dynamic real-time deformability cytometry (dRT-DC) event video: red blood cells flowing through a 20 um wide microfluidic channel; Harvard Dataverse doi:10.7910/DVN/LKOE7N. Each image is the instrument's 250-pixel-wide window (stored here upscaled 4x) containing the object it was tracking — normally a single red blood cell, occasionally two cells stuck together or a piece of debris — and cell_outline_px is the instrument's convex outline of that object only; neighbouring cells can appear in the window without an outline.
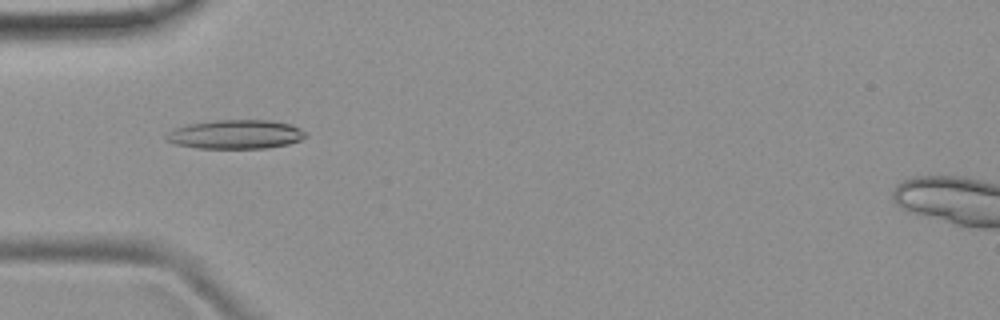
{"species": "common noctule bat (a hibernating species)", "species_latin": "Nyctalus noctula", "temperature_condition": "room temperature", "stored_images_in_passage": 51, "camera_frame_rate_fps": 3000, "um_per_image_px": 0.085, "animal": {"sex": "female", "body_mass_g": 19.9}, "frame": {"image": 1, "passage_image": 16, "time_ms": 5.0, "image_size_px": [1000, 320], "cell_outline_px": [[308, 136], [300, 140], [288, 144], [264, 148], [196, 148], [172, 144], [164, 136], [168, 132], [176, 128], [188, 124], [212, 120], [268, 120], [292, 124], [308, 132]], "centroid_in_image_um": [20.05, 11.42], "position_along_channel_um": 65.0, "area_um2": 23.76}}
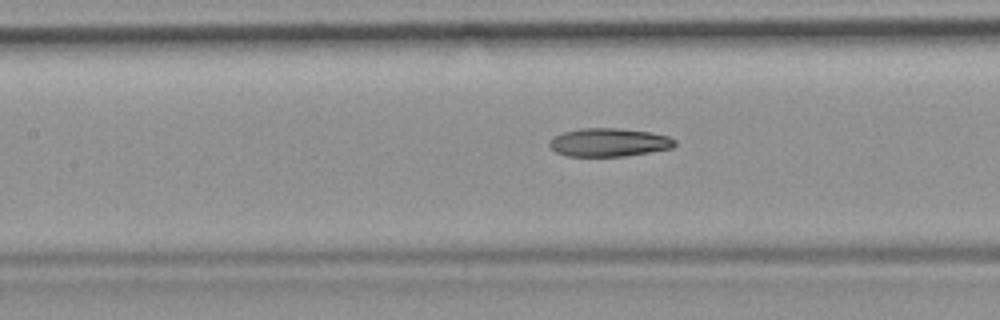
{"frame": {"image": 2, "passage_image": 23, "time_ms": 7.333, "image_size_px": [1000, 320], "cell_outline_px": [[676, 144], [672, 148], [624, 156], [568, 156], [556, 152], [548, 144], [548, 140], [564, 132], [580, 128], [620, 128], [652, 132], [668, 136], [676, 140]], "centroid_in_image_um": [51.77, 12.09], "position_along_channel_um": 155.6, "area_um2": 20.69}}
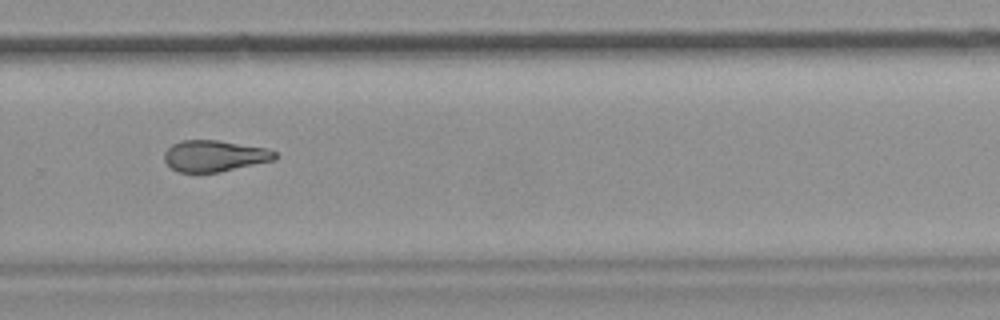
{"frame": {"image": 3, "passage_image": 35, "time_ms": 11.333, "image_size_px": [1000, 320], "cell_outline_px": [[280, 156], [276, 160], [220, 172], [180, 172], [172, 168], [164, 160], [164, 152], [172, 144], [180, 140], [216, 140], [268, 148], [276, 152]], "centroid_in_image_um": [18.28, 13.25], "position_along_channel_um": 311.5, "area_um2": 20.35}, "authors_computed_cell_mechanics": {"area_um2": 21.5016, "velocity_mm_per_s": 3.9142, "shape_relaxation_time_tau1_ms": null, "shape_relaxation_time_tau2_ms": 5.4663, "deformation_change_tau1": null, "deformation_change_tau2": 0.1575}}